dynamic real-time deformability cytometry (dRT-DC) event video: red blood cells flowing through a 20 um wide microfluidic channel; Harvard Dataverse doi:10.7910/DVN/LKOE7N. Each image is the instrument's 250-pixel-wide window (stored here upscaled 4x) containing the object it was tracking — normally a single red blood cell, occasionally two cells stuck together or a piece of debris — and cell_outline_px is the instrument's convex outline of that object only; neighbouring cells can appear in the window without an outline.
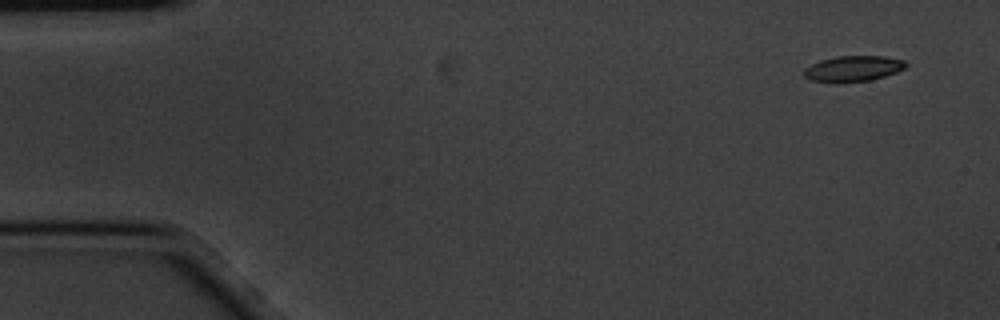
{"species": "common noctule bat (a hibernating species)", "species_latin": "Nyctalus noctula", "temperature_condition": "cold", "stored_images_in_passage": 4, "camera_frame_rate_fps": 3000, "um_per_image_px": 0.085, "animal": {"sex": "male", "body_mass_g": 20.1, "forearm_length_mm": 53.5}, "frame": {"image": 1, "passage_image": 1, "time_ms": 0.0, "image_size_px": [1000, 320], "cell_outline_px": [[908, 64], [904, 68], [896, 72], [884, 76], [868, 80], [840, 84], [832, 84], [812, 80], [804, 76], [804, 68], [820, 60], [836, 56], [884, 56], [904, 60]], "centroid_in_image_um": [72.48, 5.85], "position_along_channel_um": 12.5, "area_um2": 15.49}}